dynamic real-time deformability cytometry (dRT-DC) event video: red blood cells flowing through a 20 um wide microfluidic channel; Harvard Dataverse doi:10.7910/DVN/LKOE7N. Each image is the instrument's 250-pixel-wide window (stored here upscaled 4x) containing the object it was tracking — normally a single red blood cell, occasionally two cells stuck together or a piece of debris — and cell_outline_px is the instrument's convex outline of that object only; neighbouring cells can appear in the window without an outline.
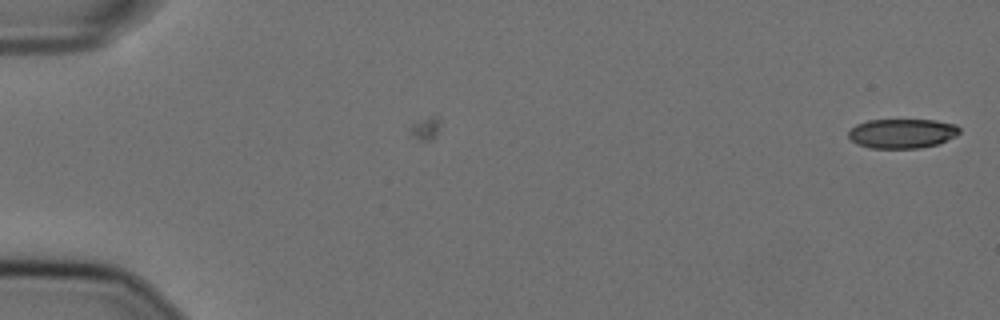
{"species": "Egyptian fruit bat (a non-hibernating species)", "species_latin": "Rousettus aegyptiacus", "temperature_condition": "cold", "stored_images_in_passage": 4, "camera_frame_rate_fps": 3000, "um_per_image_px": 0.085, "animal": {"sex": "female"}, "frame": {"image": 1, "passage_image": 1, "time_ms": 0.0, "image_size_px": [1000, 320], "cell_outline_px": [[960, 132], [956, 136], [936, 144], [920, 148], [872, 148], [856, 144], [848, 136], [848, 132], [856, 124], [868, 120], [936, 120], [956, 124], [960, 128]], "centroid_in_image_um": [76.68, 11.34], "position_along_channel_um": 8.3, "area_um2": 19.07}}